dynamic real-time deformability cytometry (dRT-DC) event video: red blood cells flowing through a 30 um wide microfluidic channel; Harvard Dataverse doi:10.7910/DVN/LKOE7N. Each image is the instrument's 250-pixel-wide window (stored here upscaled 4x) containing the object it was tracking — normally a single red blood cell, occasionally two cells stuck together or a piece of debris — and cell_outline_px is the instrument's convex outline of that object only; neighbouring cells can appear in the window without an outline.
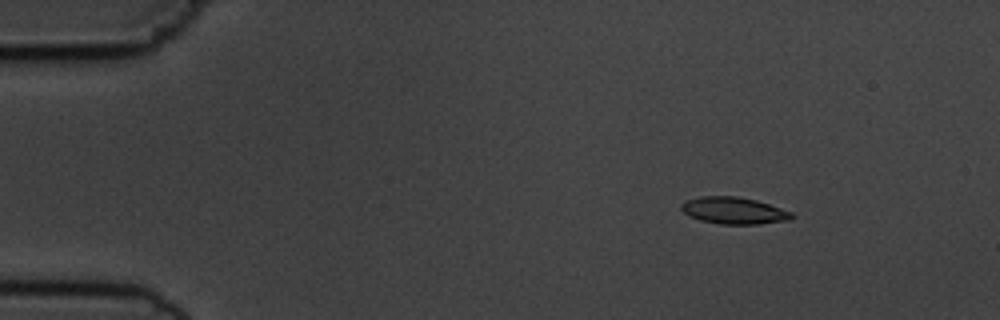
{"species": "common noctule bat (a hibernating species)", "species_latin": "Nyctalus noctula", "temperature_condition": "cold", "stored_images_in_passage": 6, "camera_frame_rate_fps": 3000, "um_per_image_px": 0.085, "animal": {"sex": "male", "body_mass_g": 19.5, "forearm_length_mm": 54.6}, "frame": {"image": 1, "passage_image": 2, "time_ms": 1.0, "image_size_px": [1000, 320], "cell_outline_px": [[796, 216], [792, 220], [760, 224], [720, 224], [700, 220], [688, 216], [680, 208], [680, 204], [684, 200], [700, 196], [736, 196], [756, 200], [792, 212]], "centroid_in_image_um": [62.37, 17.9], "position_along_channel_um": 22.6, "area_um2": 17.51}}
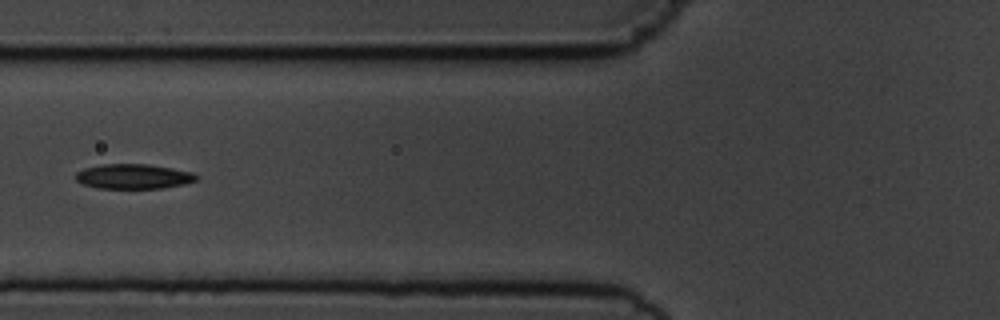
{"frame": {"image": 2, "passage_image": 6, "time_ms": 5.667, "image_size_px": [1000, 320], "cell_outline_px": [[200, 176], [196, 180], [184, 184], [164, 188], [96, 188], [84, 184], [76, 180], [76, 172], [84, 168], [104, 164], [148, 164], [172, 168], [192, 172]], "centroid_in_image_um": [11.36, 14.99], "position_along_channel_um": 114.4, "area_um2": 17.46}}